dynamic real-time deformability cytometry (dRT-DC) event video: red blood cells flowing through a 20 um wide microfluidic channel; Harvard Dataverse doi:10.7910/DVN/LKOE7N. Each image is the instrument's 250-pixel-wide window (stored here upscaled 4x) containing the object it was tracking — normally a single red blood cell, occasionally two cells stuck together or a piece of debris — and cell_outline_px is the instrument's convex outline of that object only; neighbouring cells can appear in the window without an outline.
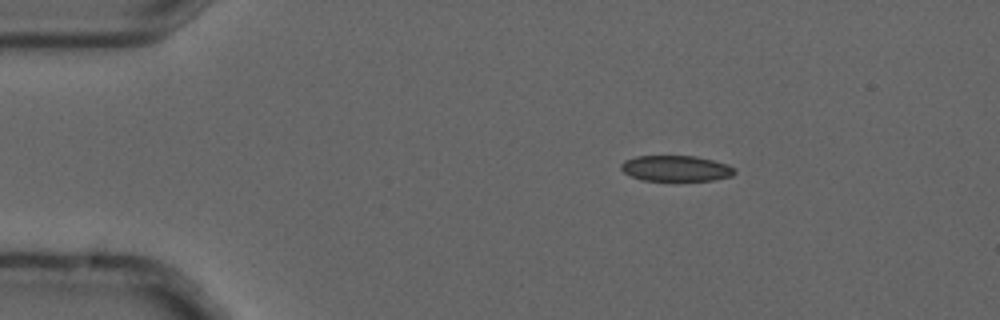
{"species": "common noctule bat (a hibernating species)", "species_latin": "Nyctalus noctula", "temperature_condition": "cold", "stored_images_in_passage": 4, "camera_frame_rate_fps": 3000, "um_per_image_px": 0.085, "animal": {"sex": "male", "forearm_length_mm": 52.5}, "frame": {"image": 1, "passage_image": 2, "time_ms": 0.333, "image_size_px": [1000, 320], "cell_outline_px": [[736, 172], [732, 176], [712, 180], [640, 180], [624, 172], [620, 168], [620, 164], [624, 160], [636, 156], [696, 156], [728, 164], [736, 168]], "centroid_in_image_um": [57.46, 14.31], "position_along_channel_um": 27.5, "area_um2": 17.05}}